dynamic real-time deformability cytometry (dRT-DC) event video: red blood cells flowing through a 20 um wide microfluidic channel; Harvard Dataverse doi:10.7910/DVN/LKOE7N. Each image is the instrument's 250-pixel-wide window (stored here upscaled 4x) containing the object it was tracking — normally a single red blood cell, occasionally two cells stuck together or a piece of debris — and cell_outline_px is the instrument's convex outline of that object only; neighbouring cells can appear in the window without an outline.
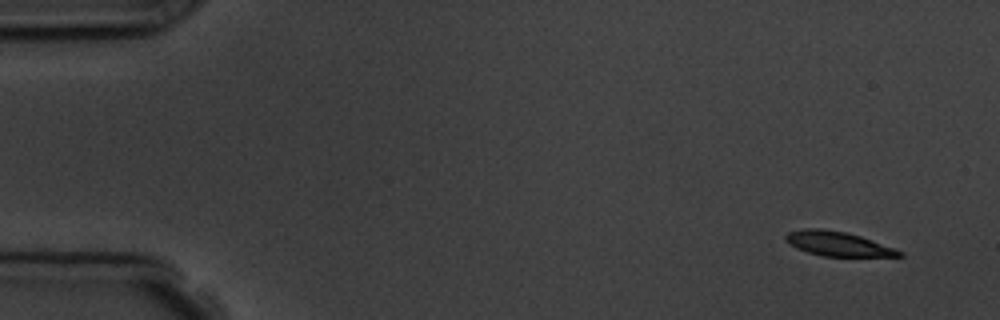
{"species": "common noctule bat (a hibernating species)", "species_latin": "Nyctalus noctula", "temperature_condition": "room temperature", "stored_images_in_passage": 6, "segment_of_instrument_passage": [2, 2], "camera_frame_rate_fps": 3000, "um_per_image_px": 0.085, "animal": {"sex": "male", "body_mass_g": 19.5, "forearm_length_mm": 54.6}, "frame": {"image": 1, "passage_image": 6, "time_ms": 6.667, "image_size_px": [1000, 320], "cell_outline_px": [[904, 256], [820, 256], [796, 248], [788, 244], [784, 240], [784, 236], [788, 232], [804, 228], [820, 228], [848, 232], [896, 248], [904, 252]], "centroid_in_image_um": [71.2, 20.71], "position_along_channel_um": 13.8, "area_um2": 16.36}}